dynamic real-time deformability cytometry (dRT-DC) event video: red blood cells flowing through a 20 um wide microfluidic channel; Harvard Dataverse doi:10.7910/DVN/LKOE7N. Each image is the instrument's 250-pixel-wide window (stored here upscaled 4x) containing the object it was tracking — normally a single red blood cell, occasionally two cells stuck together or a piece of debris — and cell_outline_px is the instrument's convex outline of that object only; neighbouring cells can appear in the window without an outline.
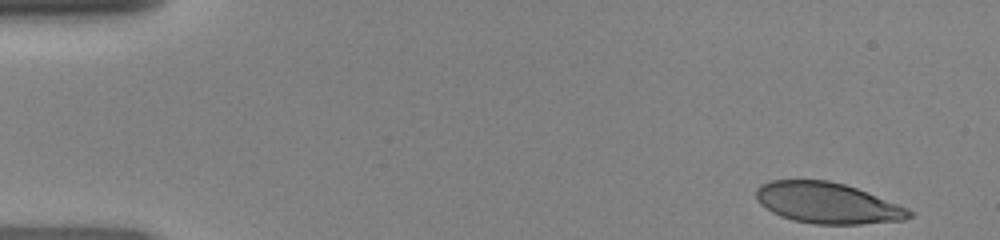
{"species": "human", "species_latin": "Homo sapiens", "temperature_condition": "room temperature", "stored_images_in_passage": 39, "camera_frame_rate_fps": 3000, "um_per_image_px": 0.085, "donor": {"sex": "female"}, "frame": {"image": 1, "passage_image": 1, "time_ms": 0.0, "image_size_px": [1000, 240], "cell_outline_px": [[912, 216], [904, 220], [860, 224], [816, 224], [792, 220], [780, 216], [772, 212], [760, 204], [756, 200], [756, 188], [760, 184], [772, 180], [828, 180], [844, 184], [856, 188], [908, 208], [912, 212]], "centroid_in_image_um": [70.3, 17.26], "position_along_channel_um": 14.7, "area_um2": 36.41}}
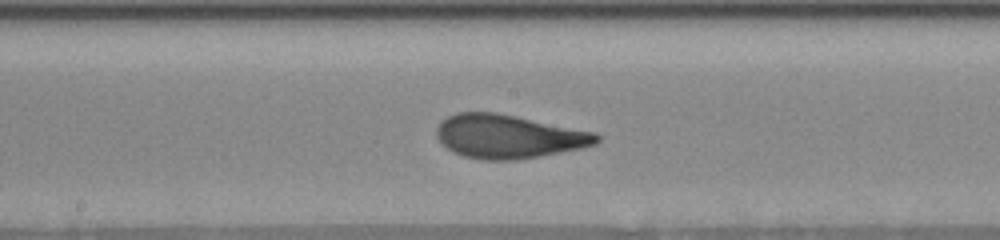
{"frame": {"image": 2, "passage_image": 23, "time_ms": 7.333, "image_size_px": [1000, 240], "cell_outline_px": [[600, 140], [596, 144], [580, 148], [536, 156], [512, 160], [484, 160], [464, 156], [452, 152], [436, 136], [436, 128], [440, 120], [456, 112], [496, 112], [596, 132], [600, 136]], "centroid_in_image_um": [43.2, 11.58], "position_along_channel_um": 205.0, "area_um2": 40.52}}
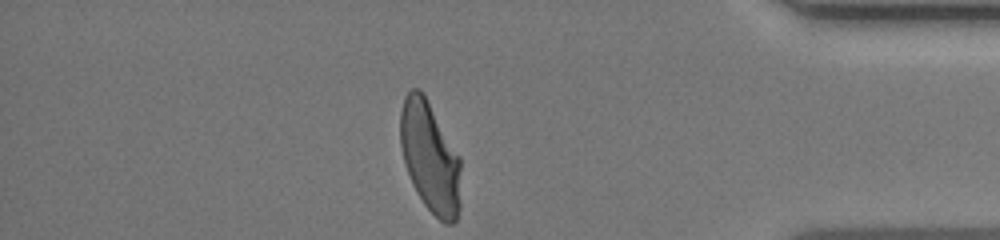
{"frame": {"image": 3, "passage_image": 39, "time_ms": 12.667, "image_size_px": [1000, 240], "cell_outline_px": [[460, 208], [456, 220], [452, 224], [444, 224], [424, 204], [416, 192], [412, 184], [404, 164], [400, 144], [400, 112], [404, 96], [412, 88], [420, 88], [460, 156]], "centroid_in_image_um": [36.54, 13.38], "position_along_channel_um": 398.7, "area_um2": 39.19}}